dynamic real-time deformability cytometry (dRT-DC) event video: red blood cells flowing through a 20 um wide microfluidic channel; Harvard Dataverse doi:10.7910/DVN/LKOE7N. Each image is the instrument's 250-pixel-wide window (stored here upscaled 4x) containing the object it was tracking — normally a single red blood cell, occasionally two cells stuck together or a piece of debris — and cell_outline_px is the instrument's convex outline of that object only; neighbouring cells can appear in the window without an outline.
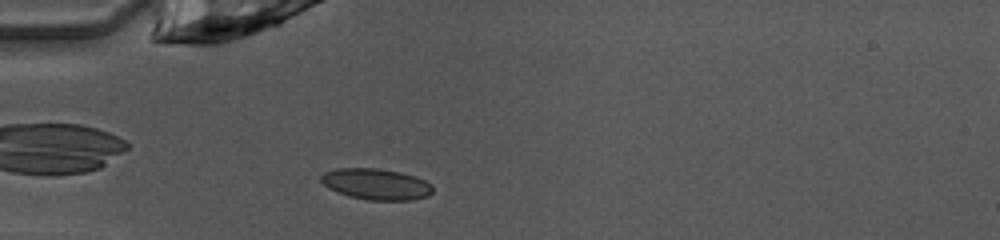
{"species": "common noctule bat (a hibernating species)", "species_latin": "Nyctalus noctula", "temperature_condition": "warm", "stored_images_in_passage": 33, "camera_frame_rate_fps": 3000, "um_per_image_px": 0.085, "animal": {"sex": "female", "body_mass_g": 10.0, "forearm_length_mm": 53.1}, "frame": {"image": 1, "passage_image": 2, "time_ms": 0.333, "image_size_px": [1000, 240], "cell_outline_px": [[432, 192], [428, 196], [412, 200], [368, 200], [348, 196], [336, 192], [328, 188], [320, 180], [320, 176], [324, 172], [336, 168], [376, 168], [400, 172], [416, 176], [432, 184]], "centroid_in_image_um": [31.96, 15.65], "position_along_channel_um": 53.0, "area_um2": 20.4}}
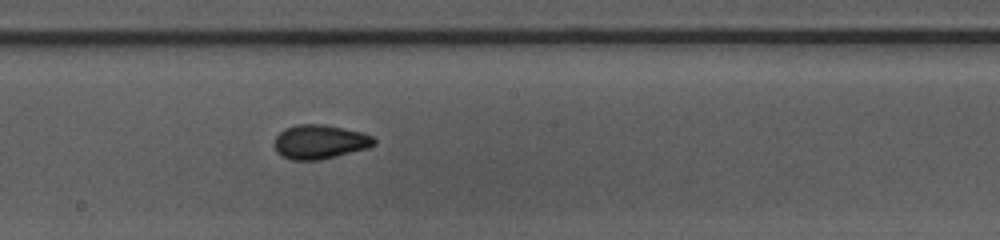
{"frame": {"image": 2, "passage_image": 15, "time_ms": 4.667, "image_size_px": [1000, 240], "cell_outline_px": [[376, 144], [368, 148], [320, 160], [292, 160], [276, 152], [276, 136], [284, 128], [296, 124], [324, 124], [360, 132], [372, 136], [376, 140]], "centroid_in_image_um": [27.19, 12.05], "position_along_channel_um": 221.0, "area_um2": 19.71}}
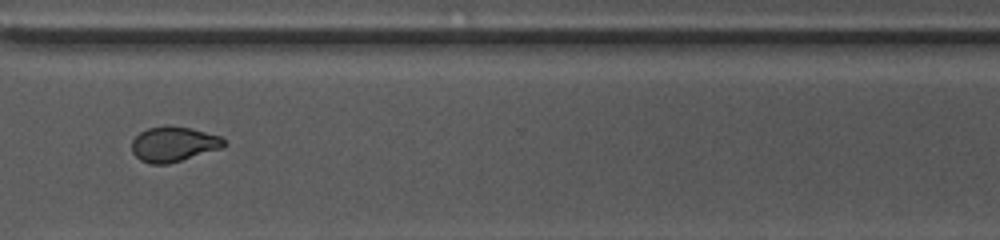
{"frame": {"image": 3, "passage_image": 25, "time_ms": 8.0, "image_size_px": [1000, 240], "cell_outline_px": [[224, 148], [168, 164], [152, 164], [140, 160], [132, 152], [132, 140], [140, 132], [148, 128], [168, 124], [192, 128], [220, 136], [224, 140]], "centroid_in_image_um": [14.76, 12.24], "position_along_channel_um": 355.8, "area_um2": 19.02}, "authors_computed_cell_mechanics": {"area_um2": 19.3052, "velocity_mm_per_s": 4.0541, "shape_relaxation_time_tau1_ms": 8.6714, "shape_relaxation_time_tau2_ms": 1.1363, "deformation_change_tau1": 0.1625, "deformation_change_tau2": 0.053}}